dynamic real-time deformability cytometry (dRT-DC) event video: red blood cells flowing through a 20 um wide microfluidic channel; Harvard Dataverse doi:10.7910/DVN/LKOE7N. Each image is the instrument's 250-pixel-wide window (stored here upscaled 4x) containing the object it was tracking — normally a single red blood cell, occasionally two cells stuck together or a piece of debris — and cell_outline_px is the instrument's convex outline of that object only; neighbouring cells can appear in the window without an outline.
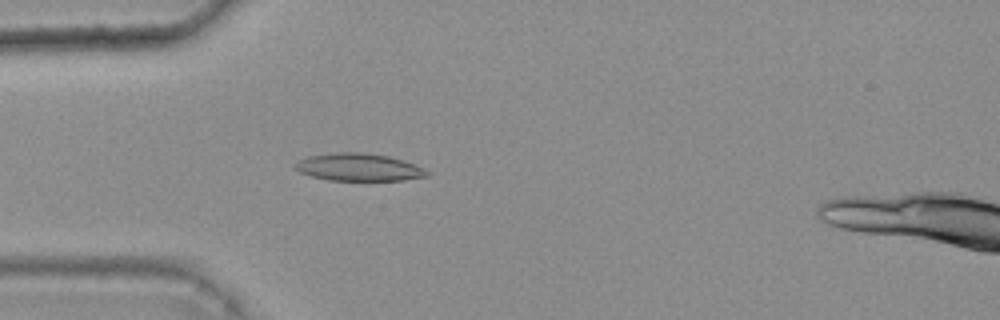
{"species": "common noctule bat (a hibernating species)", "species_latin": "Nyctalus noctula", "temperature_condition": "warm", "stored_images_in_passage": 46, "camera_frame_rate_fps": 3000, "um_per_image_px": 0.085, "animal": {"sex": "female", "body_mass_g": 25.1}, "frame": {"image": 1, "passage_image": 15, "time_ms": 4.667, "image_size_px": [1000, 320], "cell_outline_px": [[432, 172], [428, 176], [404, 180], [328, 180], [312, 176], [300, 172], [296, 168], [296, 164], [300, 160], [308, 156], [340, 152], [360, 152], [388, 156], [404, 160]], "centroid_in_image_um": [30.55, 14.22], "position_along_channel_um": 54.5, "area_um2": 20.92}}
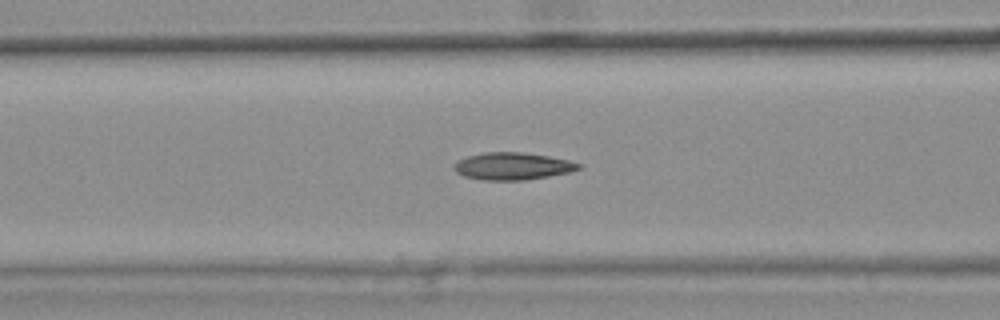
{"frame": {"image": 2, "passage_image": 21, "time_ms": 6.667, "image_size_px": [1000, 320], "cell_outline_px": [[584, 164], [580, 168], [568, 172], [548, 176], [524, 180], [484, 180], [464, 176], [456, 172], [452, 168], [460, 160], [468, 156], [484, 152], [520, 152], [548, 156], [568, 160]], "centroid_in_image_um": [43.58, 14.12], "position_along_channel_um": 123.0, "area_um2": 19.59}}
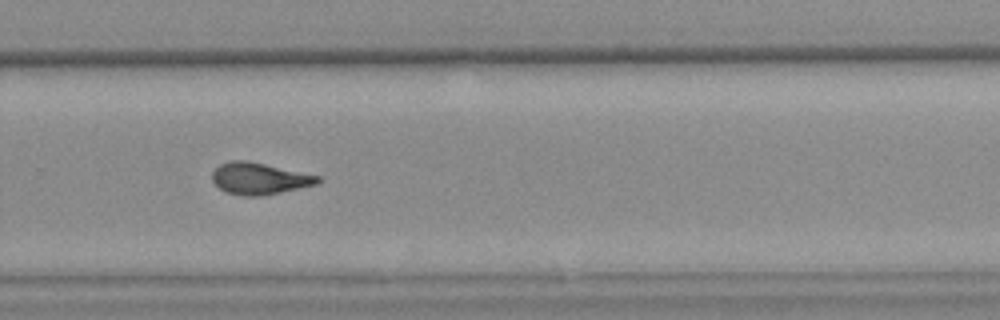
{"frame": {"image": 3, "passage_image": 36, "time_ms": 11.667, "image_size_px": [1000, 320], "cell_outline_px": [[320, 180], [316, 184], [280, 192], [260, 196], [244, 196], [228, 192], [220, 188], [212, 180], [212, 172], [220, 164], [232, 160], [248, 160], [320, 176]], "centroid_in_image_um": [22.02, 15.16], "position_along_channel_um": 307.8, "area_um2": 19.25}, "authors_computed_cell_mechanics": {"area_um2": 19.6231, "velocity_mm_per_s": 3.7046, "shape_relaxation_time_tau1_ms": null, "shape_relaxation_time_tau2_ms": 2.8692, "deformation_change_tau1": null, "deformation_change_tau2": 0.1016}}